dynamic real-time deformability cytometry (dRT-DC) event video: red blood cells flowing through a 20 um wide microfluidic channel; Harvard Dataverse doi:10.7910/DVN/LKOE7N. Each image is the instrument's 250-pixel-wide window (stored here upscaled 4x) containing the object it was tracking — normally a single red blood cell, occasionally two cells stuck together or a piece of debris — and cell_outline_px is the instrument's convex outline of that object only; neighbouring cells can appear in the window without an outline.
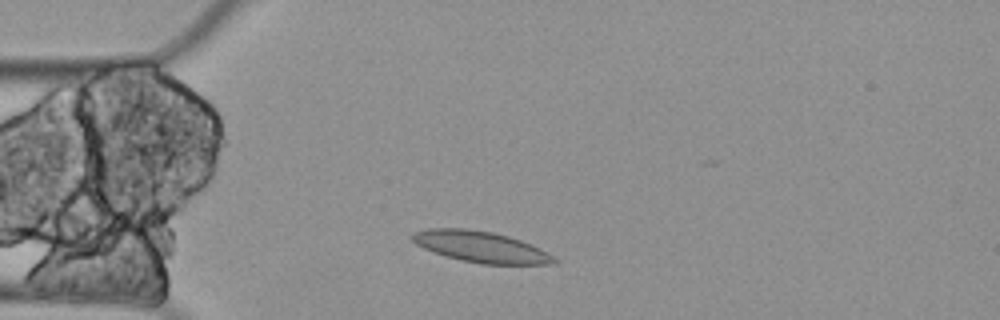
{"species": "Egyptian fruit bat (a non-hibernating species)", "species_latin": "Rousettus aegyptiacus", "temperature_condition": "cold", "stored_images_in_passage": 1, "camera_frame_rate_fps": 3000, "um_per_image_px": 0.085, "animal": {"sex": "female"}, "frame": {"image": 1, "passage_image": 1, "time_ms": 0.0, "image_size_px": [1000, 320], "cell_outline_px": [[560, 260], [556, 264], [480, 264], [460, 260], [424, 248], [416, 244], [408, 236], [412, 232], [428, 228], [468, 228], [492, 232], [508, 236], [532, 244], [548, 252]], "centroid_in_image_um": [40.89, 20.97], "position_along_channel_um": 44.1, "area_um2": 25.89}}